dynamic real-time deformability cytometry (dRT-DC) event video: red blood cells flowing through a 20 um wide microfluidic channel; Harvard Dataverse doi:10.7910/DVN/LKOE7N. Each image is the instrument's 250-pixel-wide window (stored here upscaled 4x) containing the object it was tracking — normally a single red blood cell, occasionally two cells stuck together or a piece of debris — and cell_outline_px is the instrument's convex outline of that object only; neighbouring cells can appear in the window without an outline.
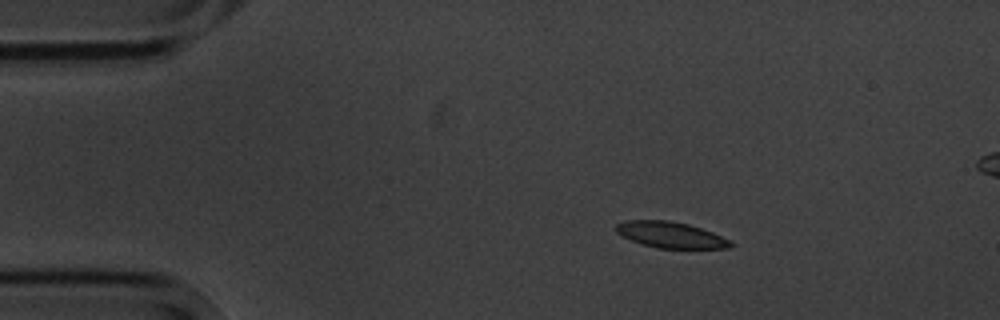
{"species": "common noctule bat (a hibernating species)", "species_latin": "Nyctalus noctula", "temperature_condition": "cold", "stored_images_in_passage": 5, "segment_of_instrument_passage": [1, 2], "camera_frame_rate_fps": 3000, "um_per_image_px": 0.085, "animal": {"sex": "male", "body_mass_g": 20.1, "forearm_length_mm": 53.5}, "frame": {"image": 1, "passage_image": 2, "time_ms": 1.333, "image_size_px": [1000, 320], "cell_outline_px": [[732, 244], [728, 248], [656, 248], [632, 240], [616, 232], [616, 224], [624, 220], [668, 220], [688, 224], [712, 232], [728, 240]], "centroid_in_image_um": [56.96, 19.95], "position_along_channel_um": 28.0, "area_um2": 17.05}}